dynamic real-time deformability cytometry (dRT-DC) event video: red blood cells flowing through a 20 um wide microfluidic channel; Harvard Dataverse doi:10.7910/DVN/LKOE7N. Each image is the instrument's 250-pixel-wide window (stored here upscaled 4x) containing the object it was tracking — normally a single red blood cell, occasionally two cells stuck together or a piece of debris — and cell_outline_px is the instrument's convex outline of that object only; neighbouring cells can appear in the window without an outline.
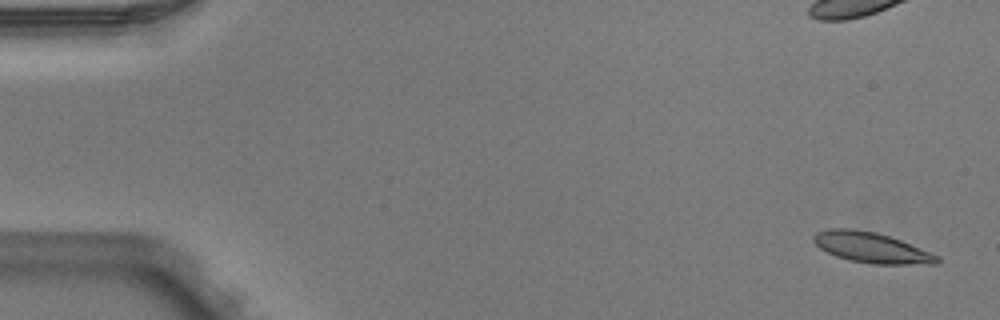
{"species": "Egyptian fruit bat (a non-hibernating species)", "species_latin": "Rousettus aegyptiacus", "temperature_condition": "warm", "stored_images_in_passage": 4, "camera_frame_rate_fps": 3000, "um_per_image_px": 0.085, "animal": {"sex": "male"}, "frame": {"image": 1, "passage_image": 1, "time_ms": 0.0, "image_size_px": [1000, 320], "cell_outline_px": [[940, 260], [936, 264], [872, 264], [848, 260], [836, 256], [820, 248], [812, 240], [812, 236], [816, 232], [828, 228], [852, 228], [876, 232], [900, 240], [940, 256]], "centroid_in_image_um": [74.05, 21.04], "position_along_channel_um": 11.0, "area_um2": 21.96}}